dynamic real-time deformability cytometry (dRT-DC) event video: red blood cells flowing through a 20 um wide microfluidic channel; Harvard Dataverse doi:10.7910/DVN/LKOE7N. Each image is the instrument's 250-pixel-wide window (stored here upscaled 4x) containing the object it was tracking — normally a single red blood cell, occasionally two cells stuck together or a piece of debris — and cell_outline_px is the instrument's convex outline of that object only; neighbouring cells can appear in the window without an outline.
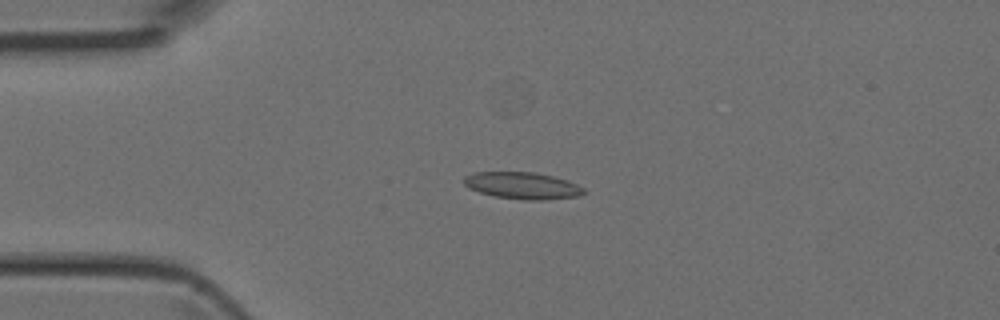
{"species": "Egyptian fruit bat (a non-hibernating species)", "species_latin": "Rousettus aegyptiacus", "temperature_condition": "room temperature", "stored_images_in_passage": 6, "camera_frame_rate_fps": 3000, "um_per_image_px": 0.085, "animal": {"sex": "female"}, "frame": {"image": 1, "passage_image": 4, "time_ms": 1.0, "image_size_px": [1000, 320], "cell_outline_px": [[588, 192], [580, 196], [540, 200], [524, 200], [496, 196], [480, 192], [468, 188], [464, 184], [464, 176], [472, 172], [532, 172], [552, 176], [568, 180], [584, 188]], "centroid_in_image_um": [44.42, 15.77], "position_along_channel_um": 40.6, "area_um2": 18.79}}
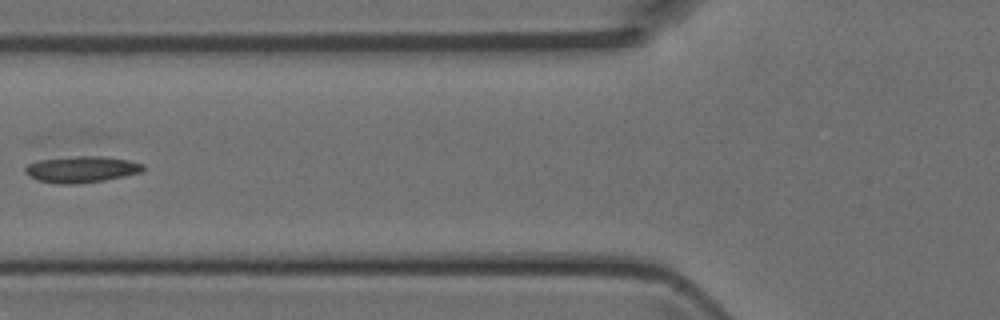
{"frame": {"image": 2, "passage_image": 6, "time_ms": 1.667, "image_size_px": [1000, 320], "cell_outline_px": [[144, 168], [140, 172], [124, 176], [104, 180], [76, 184], [60, 184], [36, 180], [28, 176], [24, 172], [24, 168], [28, 164], [36, 160], [76, 156], [100, 156], [128, 160], [144, 164]], "centroid_in_image_um": [6.87, 14.39], "position_along_channel_um": 118.9, "area_um2": 18.15}}